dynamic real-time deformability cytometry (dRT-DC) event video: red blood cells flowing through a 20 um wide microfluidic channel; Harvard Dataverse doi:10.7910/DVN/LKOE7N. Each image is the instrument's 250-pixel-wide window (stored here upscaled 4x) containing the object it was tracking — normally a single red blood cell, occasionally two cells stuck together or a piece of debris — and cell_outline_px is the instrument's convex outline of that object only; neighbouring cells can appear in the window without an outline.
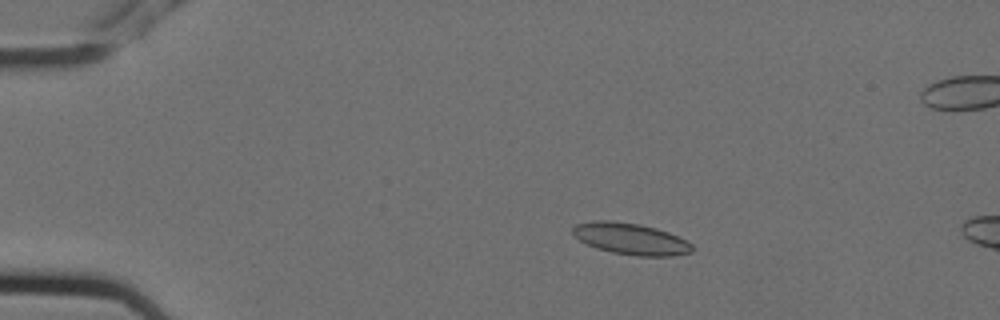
{"species": "Egyptian fruit bat (a non-hibernating species)", "species_latin": "Rousettus aegyptiacus", "temperature_condition": "cold", "stored_images_in_passage": 6, "camera_frame_rate_fps": 3000, "um_per_image_px": 0.085, "animal": {"sex": "female"}, "frame": {"image": 1, "passage_image": 4, "time_ms": 1.0, "image_size_px": [1000, 320], "cell_outline_px": [[692, 252], [672, 256], [636, 256], [612, 252], [596, 248], [580, 240], [572, 232], [572, 228], [576, 224], [592, 220], [608, 220], [640, 224], [656, 228], [668, 232], [692, 244]], "centroid_in_image_um": [53.59, 20.29], "position_along_channel_um": 31.4, "area_um2": 21.79}}